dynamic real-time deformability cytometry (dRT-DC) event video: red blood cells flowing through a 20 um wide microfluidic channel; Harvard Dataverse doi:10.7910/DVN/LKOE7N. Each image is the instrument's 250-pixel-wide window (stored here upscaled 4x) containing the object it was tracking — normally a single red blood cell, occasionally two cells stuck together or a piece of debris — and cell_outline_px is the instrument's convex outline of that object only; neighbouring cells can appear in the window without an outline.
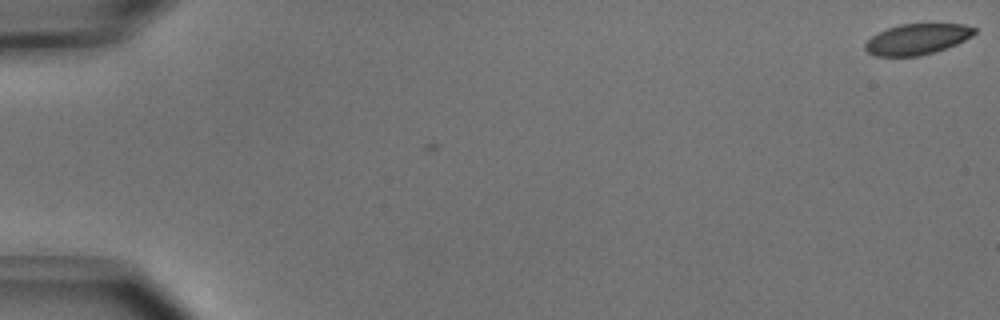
{"species": "common noctule bat (a hibernating species)", "species_latin": "Nyctalus noctula", "temperature_condition": "cold", "stored_images_in_passage": 3, "camera_frame_rate_fps": 3000, "um_per_image_px": 0.085, "animal": {"sex": "male", "body_mass_g": 15.6}, "frame": {"image": 1, "passage_image": 3, "time_ms": 0.667, "image_size_px": [1000, 320], "cell_outline_px": [[976, 32], [972, 36], [956, 44], [936, 52], [920, 56], [876, 56], [868, 52], [864, 48], [864, 44], [872, 36], [888, 28], [900, 24], [964, 24], [976, 28]], "centroid_in_image_um": [77.97, 3.33], "position_along_channel_um": 7.0, "area_um2": 19.54}}